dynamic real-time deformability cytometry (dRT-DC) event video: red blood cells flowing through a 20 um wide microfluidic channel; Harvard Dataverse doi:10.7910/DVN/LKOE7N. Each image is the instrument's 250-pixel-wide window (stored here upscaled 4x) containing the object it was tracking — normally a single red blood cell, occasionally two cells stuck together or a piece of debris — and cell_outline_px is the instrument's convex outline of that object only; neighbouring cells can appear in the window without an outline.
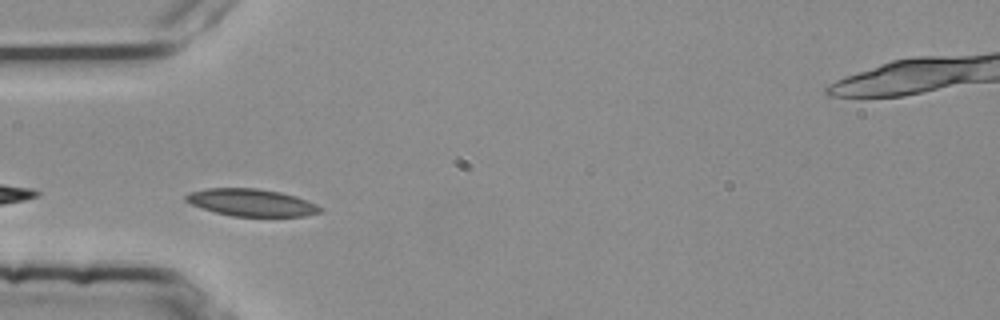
{"species": "common noctule bat (a hibernating species)", "species_latin": "Nyctalus noctula", "temperature_condition": "room temperature", "stored_images_in_passage": 4, "camera_frame_rate_fps": 3000, "um_per_image_px": 0.085, "animal": {"sex": "female", "body_mass_g": 25.1}, "frame": {"image": 1, "passage_image": 4, "time_ms": 1.0, "image_size_px": [1000, 320], "cell_outline_px": [[324, 208], [320, 212], [304, 216], [232, 216], [216, 212], [192, 204], [184, 200], [184, 196], [188, 192], [208, 188], [256, 188], [280, 192], [296, 196], [316, 204]], "centroid_in_image_um": [21.37, 17.21], "position_along_channel_um": 63.6, "area_um2": 21.21}}